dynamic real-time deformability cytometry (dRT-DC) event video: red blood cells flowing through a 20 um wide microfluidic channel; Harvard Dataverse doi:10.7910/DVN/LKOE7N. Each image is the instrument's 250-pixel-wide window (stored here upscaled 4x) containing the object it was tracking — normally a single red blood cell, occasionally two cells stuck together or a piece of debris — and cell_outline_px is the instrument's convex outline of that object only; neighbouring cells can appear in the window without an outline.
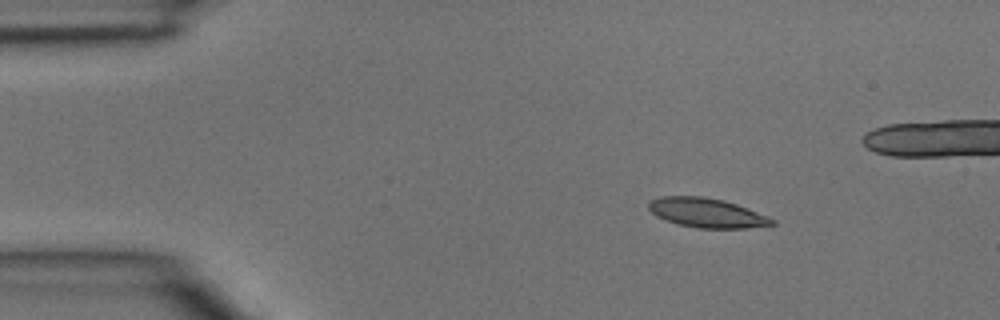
{"species": "common noctule bat (a hibernating species)", "species_latin": "Nyctalus noctula", "temperature_condition": "room temperature", "stored_images_in_passage": 5, "camera_frame_rate_fps": 3000, "um_per_image_px": 0.085, "animal": {"sex": "male", "body_mass_g": 15.6}, "frame": {"image": 1, "passage_image": 1, "time_ms": 0.0, "image_size_px": [1000, 320], "cell_outline_px": [[776, 224], [744, 228], [700, 228], [676, 224], [664, 220], [656, 216], [648, 208], [648, 204], [652, 200], [664, 196], [704, 196], [724, 200], [736, 204], [768, 216], [776, 220]], "centroid_in_image_um": [60.07, 18.09], "position_along_channel_um": 24.9, "area_um2": 21.1}}
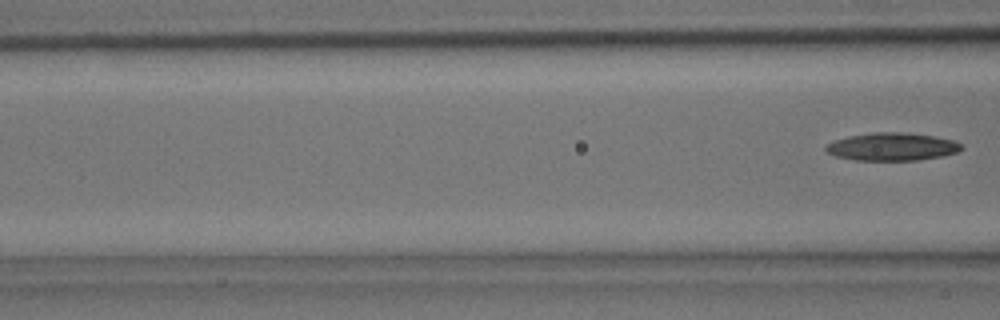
{"frame": {"image": 2, "passage_image": 5, "time_ms": 1.333, "image_size_px": [1000, 320], "cell_outline_px": [[964, 148], [956, 152], [940, 156], [916, 160], [856, 160], [836, 156], [828, 152], [824, 148], [828, 144], [836, 140], [848, 136], [872, 132], [904, 132], [936, 136], [956, 140]], "centroid_in_image_um": [75.85, 12.46], "position_along_channel_um": 90.7, "area_um2": 21.91}}